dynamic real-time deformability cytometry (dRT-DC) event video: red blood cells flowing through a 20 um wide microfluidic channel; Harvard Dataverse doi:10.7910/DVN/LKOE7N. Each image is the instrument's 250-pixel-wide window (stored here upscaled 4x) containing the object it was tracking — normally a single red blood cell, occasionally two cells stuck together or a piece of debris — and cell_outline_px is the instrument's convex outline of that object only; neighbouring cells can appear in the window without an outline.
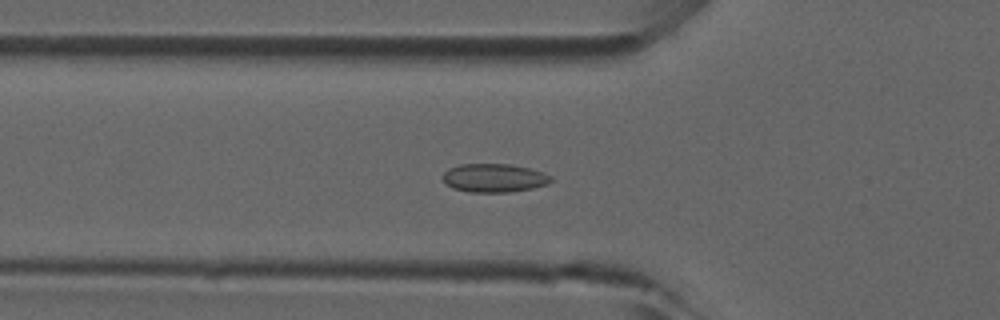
{"species": "common noctule bat (a hibernating species)", "species_latin": "Nyctalus noctula", "temperature_condition": "room temperature", "stored_images_in_passage": 44, "camera_frame_rate_fps": 3000, "um_per_image_px": 0.085, "animal": {"sex": "male", "forearm_length_mm": 52.5}, "frame": {"image": 1, "passage_image": 16, "time_ms": 5.0, "image_size_px": [1000, 320], "cell_outline_px": [[552, 180], [548, 184], [532, 188], [512, 192], [468, 192], [452, 188], [444, 184], [440, 176], [448, 168], [460, 164], [512, 164], [544, 172], [552, 176]], "centroid_in_image_um": [41.96, 15.13], "position_along_channel_um": 83.8, "area_um2": 18.32}}
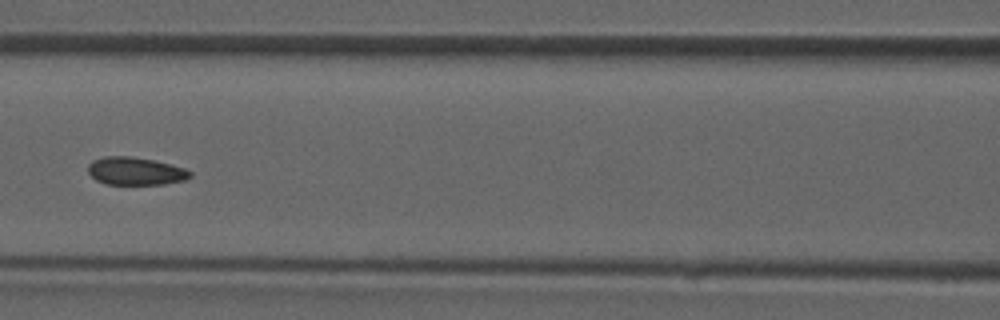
{"frame": {"image": 2, "passage_image": 21, "time_ms": 6.667, "image_size_px": [1000, 320], "cell_outline_px": [[192, 176], [184, 180], [164, 184], [104, 184], [96, 180], [88, 172], [88, 164], [92, 160], [104, 156], [132, 156], [152, 160], [184, 168], [192, 172]], "centroid_in_image_um": [11.48, 14.54], "position_along_channel_um": 155.1, "area_um2": 16.53}}